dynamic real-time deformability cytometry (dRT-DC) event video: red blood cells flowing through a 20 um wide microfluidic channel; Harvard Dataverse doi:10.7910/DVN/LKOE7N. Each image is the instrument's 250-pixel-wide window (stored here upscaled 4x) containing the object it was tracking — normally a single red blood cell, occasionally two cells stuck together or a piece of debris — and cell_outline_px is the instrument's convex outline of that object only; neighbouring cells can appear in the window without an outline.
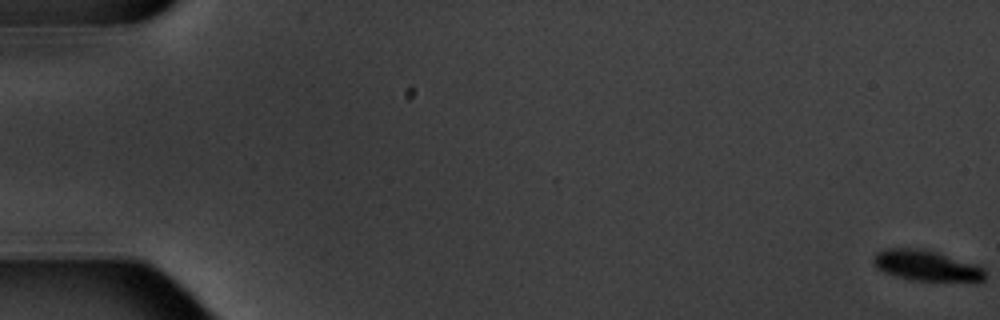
{"species": "common noctule bat (a hibernating species)", "species_latin": "Nyctalus noctula", "temperature_condition": "warm", "stored_images_in_passage": 6, "camera_frame_rate_fps": 3000, "um_per_image_px": 0.085, "animal": {"sex": "male", "body_mass_g": 20.1, "forearm_length_mm": 53.5}, "frame": {"image": 1, "passage_image": 1, "time_ms": 0.0, "image_size_px": [1000, 320], "cell_outline_px": [[984, 280], [980, 284], [972, 284], [908, 280], [884, 272], [876, 268], [872, 264], [872, 260], [876, 252], [888, 248], [920, 248], [936, 252], [984, 268]], "centroid_in_image_um": [78.78, 22.64], "position_along_channel_um": 6.2, "area_um2": 20.63}}